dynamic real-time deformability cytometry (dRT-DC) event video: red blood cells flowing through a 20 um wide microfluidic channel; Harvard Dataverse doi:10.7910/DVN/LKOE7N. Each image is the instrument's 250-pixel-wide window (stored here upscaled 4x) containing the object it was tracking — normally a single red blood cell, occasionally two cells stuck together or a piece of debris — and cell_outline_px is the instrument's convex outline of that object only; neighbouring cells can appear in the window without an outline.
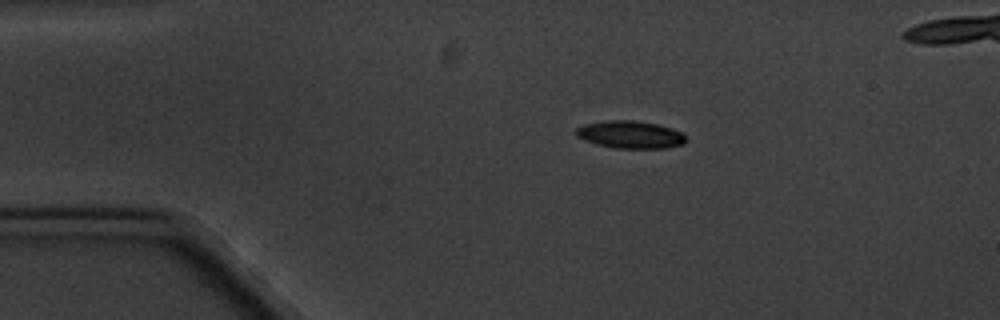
{"species": "common noctule bat (a hibernating species)", "species_latin": "Nyctalus noctula", "temperature_condition": "cold", "stored_images_in_passage": 8, "camera_frame_rate_fps": 3000, "um_per_image_px": 0.085, "animal": {"sex": "male", "body_mass_g": 20.1, "forearm_length_mm": 53.5}, "frame": {"image": 1, "passage_image": 2, "time_ms": 1.0, "image_size_px": [1000, 320], "cell_outline_px": [[684, 144], [664, 148], [616, 148], [596, 144], [584, 140], [576, 136], [576, 128], [580, 124], [604, 120], [636, 120], [656, 124], [672, 128], [684, 132]], "centroid_in_image_um": [53.53, 11.42], "position_along_channel_um": 31.5, "area_um2": 17.8}}